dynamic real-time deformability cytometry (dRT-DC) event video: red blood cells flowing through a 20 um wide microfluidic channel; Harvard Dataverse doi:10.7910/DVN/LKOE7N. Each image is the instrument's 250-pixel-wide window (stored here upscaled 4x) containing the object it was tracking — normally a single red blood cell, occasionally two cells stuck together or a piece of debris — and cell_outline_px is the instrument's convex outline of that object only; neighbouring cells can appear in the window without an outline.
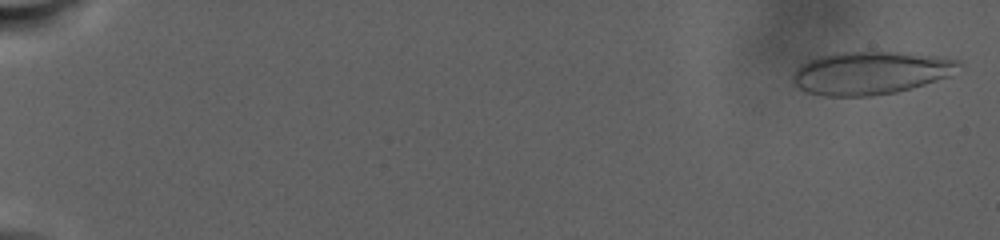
{"species": "human", "species_latin": "Homo sapiens", "temperature_condition": "warm", "stored_images_in_passage": 10, "camera_frame_rate_fps": 3000, "um_per_image_px": 0.085, "donor": {"sex": "male"}, "frame": {"image": 1, "passage_image": 1, "time_ms": 0.0, "image_size_px": [1000, 240], "cell_outline_px": [[960, 64], [948, 76], [912, 88], [896, 92], [872, 96], [824, 96], [808, 92], [800, 88], [792, 80], [792, 76], [796, 68], [808, 60], [820, 56], [836, 52], [896, 52], [936, 56], [960, 60]], "centroid_in_image_um": [73.95, 6.2], "position_along_channel_um": 11.0, "area_um2": 41.21}}